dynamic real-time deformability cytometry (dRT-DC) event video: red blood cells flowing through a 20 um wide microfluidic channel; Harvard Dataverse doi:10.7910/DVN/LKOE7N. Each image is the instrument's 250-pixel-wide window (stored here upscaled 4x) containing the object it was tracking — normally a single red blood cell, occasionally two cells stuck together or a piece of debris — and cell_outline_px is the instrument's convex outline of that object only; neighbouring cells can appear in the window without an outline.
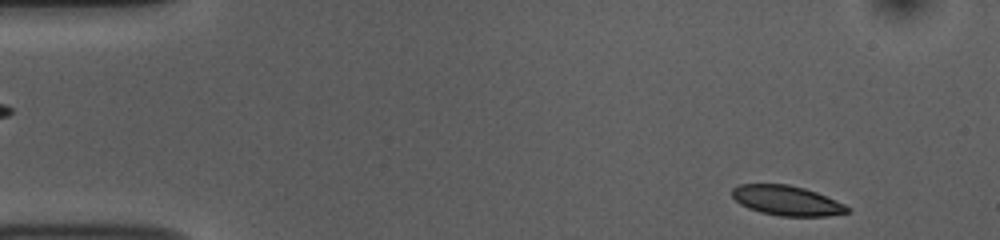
{"species": "common noctule bat (a hibernating species)", "species_latin": "Nyctalus noctula", "temperature_condition": "room temperature", "stored_images_in_passage": 50, "camera_frame_rate_fps": 3000, "um_per_image_px": 0.085, "animal": {"sex": "female", "body_mass_g": 10.0, "forearm_length_mm": 53.1}, "frame": {"image": 1, "passage_image": 2, "time_ms": 0.333, "image_size_px": [1000, 240], "cell_outline_px": [[848, 212], [828, 216], [780, 216], [760, 212], [748, 208], [740, 204], [732, 196], [732, 188], [740, 184], [788, 184], [804, 188], [816, 192], [844, 204], [848, 208]], "centroid_in_image_um": [66.84, 17.04], "position_along_channel_um": 18.2, "area_um2": 19.88}}
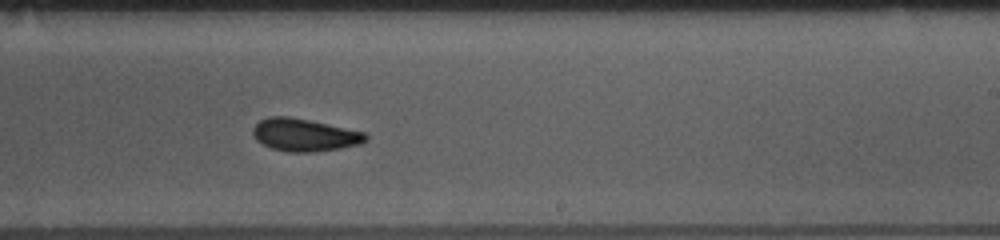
{"frame": {"image": 2, "passage_image": 29, "time_ms": 9.333, "image_size_px": [1000, 240], "cell_outline_px": [[368, 140], [360, 144], [340, 148], [312, 152], [288, 152], [272, 148], [256, 140], [252, 132], [252, 128], [260, 120], [268, 116], [288, 116], [308, 120], [364, 132], [368, 136]], "centroid_in_image_um": [25.86, 11.47], "position_along_channel_um": 263.1, "area_um2": 21.27}}
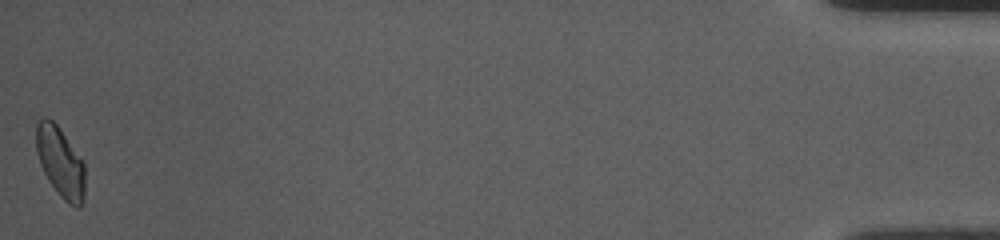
{"frame": {"image": 3, "passage_image": 50, "time_ms": 16.333, "image_size_px": [1000, 240], "cell_outline_px": [[84, 200], [80, 208], [76, 208], [68, 204], [60, 196], [48, 180], [40, 164], [36, 152], [36, 124], [44, 116], [52, 120], [56, 124], [84, 164]], "centroid_in_image_um": [5.12, 13.82], "position_along_channel_um": 430.1, "area_um2": 19.77}, "authors_computed_cell_mechanics": {"area_um2": 20.9236, "velocity_mm_per_s": 3.7297, "shape_relaxation_time_tau1_ms": 4.6678, "shape_relaxation_time_tau2_ms": 2.8105, "deformation_change_tau1": 0.1235, "deformation_change_tau2": 0.0727}}